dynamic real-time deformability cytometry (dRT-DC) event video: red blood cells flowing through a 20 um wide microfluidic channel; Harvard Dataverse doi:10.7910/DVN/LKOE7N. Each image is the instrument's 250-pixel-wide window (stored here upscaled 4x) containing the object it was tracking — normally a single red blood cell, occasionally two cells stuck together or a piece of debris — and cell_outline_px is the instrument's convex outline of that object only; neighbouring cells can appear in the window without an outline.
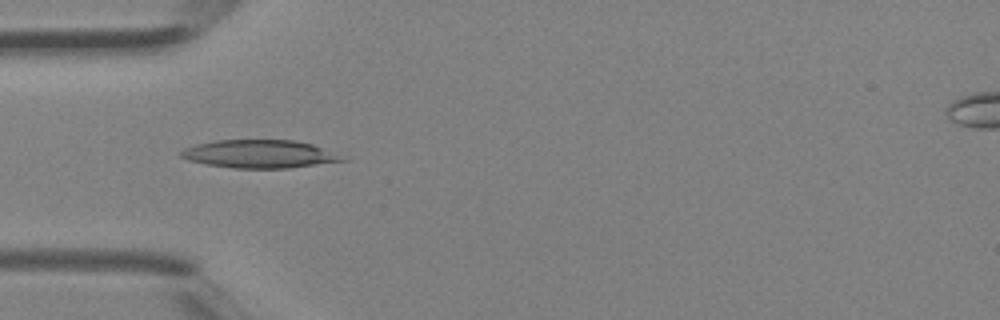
{"species": "Egyptian fruit bat (a non-hibernating species)", "species_latin": "Rousettus aegyptiacus", "temperature_condition": "room temperature", "stored_images_in_passage": 16, "camera_frame_rate_fps": 3000, "um_per_image_px": 0.085, "animal": {"sex": "female"}, "frame": {"image": 1, "passage_image": 13, "time_ms": 4.0, "image_size_px": [1000, 320], "cell_outline_px": [[348, 160], [288, 168], [232, 168], [208, 164], [188, 160], [180, 156], [180, 152], [184, 148], [196, 144], [216, 140], [292, 140], [312, 144]], "centroid_in_image_um": [21.98, 13.09], "position_along_channel_um": 63.0, "area_um2": 25.95}}
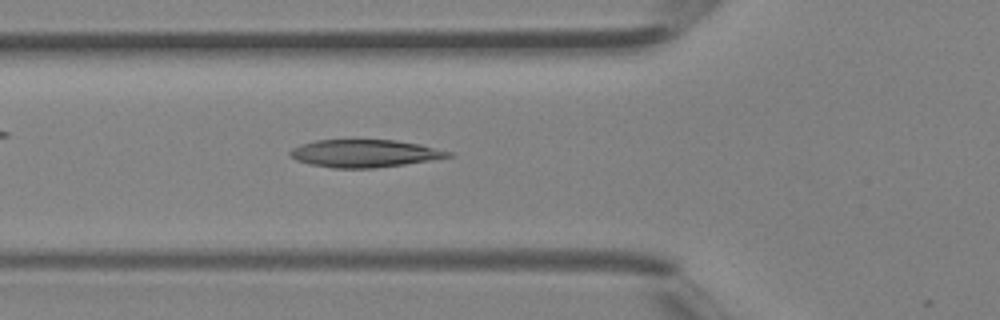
{"frame": {"image": 2, "passage_image": 15, "time_ms": 4.667, "image_size_px": [1000, 320], "cell_outline_px": [[456, 156], [404, 164], [372, 168], [332, 168], [312, 164], [296, 160], [288, 156], [288, 152], [292, 148], [300, 144], [316, 140], [396, 140], [420, 144], [452, 152]], "centroid_in_image_um": [30.98, 13.03], "position_along_channel_um": 94.8, "area_um2": 25.49}}